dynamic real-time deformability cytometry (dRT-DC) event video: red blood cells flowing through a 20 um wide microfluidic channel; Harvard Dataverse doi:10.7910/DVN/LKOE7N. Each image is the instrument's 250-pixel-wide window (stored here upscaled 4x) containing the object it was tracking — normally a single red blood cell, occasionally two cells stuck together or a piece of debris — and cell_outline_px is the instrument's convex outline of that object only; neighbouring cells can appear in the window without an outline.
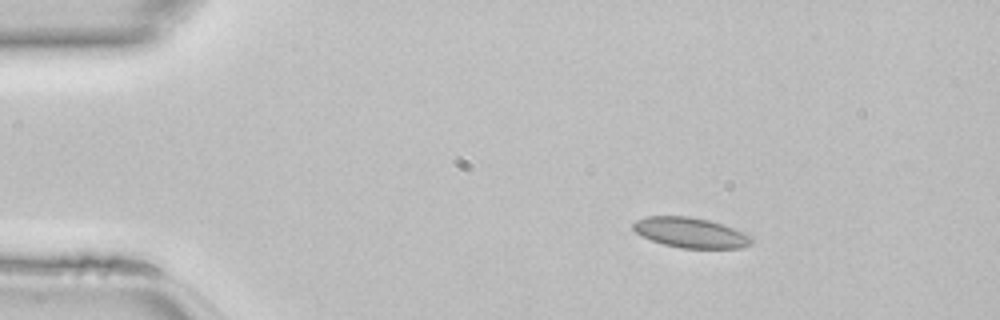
{"species": "common noctule bat (a hibernating species)", "species_latin": "Nyctalus noctula", "temperature_condition": "room temperature", "stored_images_in_passage": 40, "camera_frame_rate_fps": 3000, "um_per_image_px": 0.085, "animal": {"sex": "female", "body_mass_g": 22.7, "forearm_length_mm": 54.2}, "frame": {"image": 1, "passage_image": 1, "time_ms": 0.0, "image_size_px": [1000, 320], "cell_outline_px": [[752, 244], [740, 248], [680, 248], [664, 244], [652, 240], [636, 232], [632, 228], [632, 224], [636, 220], [648, 216], [688, 216], [708, 220], [724, 224], [744, 232], [752, 236]], "centroid_in_image_um": [58.73, 19.77], "position_along_channel_um": 26.3, "area_um2": 20.81}}
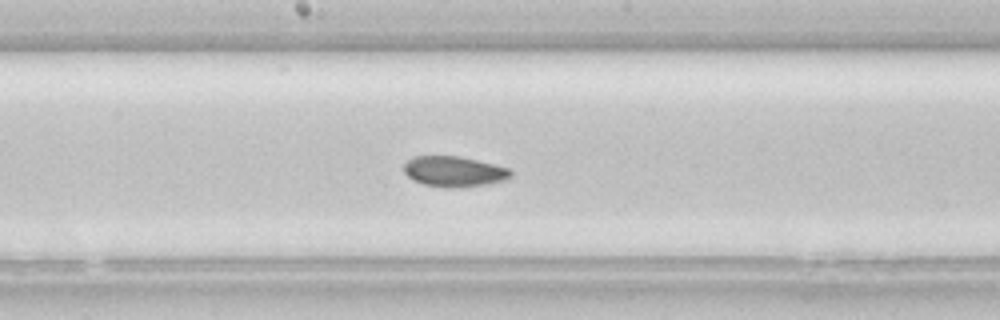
{"frame": {"image": 2, "passage_image": 18, "time_ms": 5.667, "image_size_px": [1000, 320], "cell_outline_px": [[512, 176], [504, 180], [484, 184], [460, 188], [448, 188], [424, 184], [412, 180], [404, 172], [404, 164], [412, 156], [460, 156], [508, 168], [512, 172]], "centroid_in_image_um": [38.56, 14.58], "position_along_channel_um": 209.6, "area_um2": 18.9}}
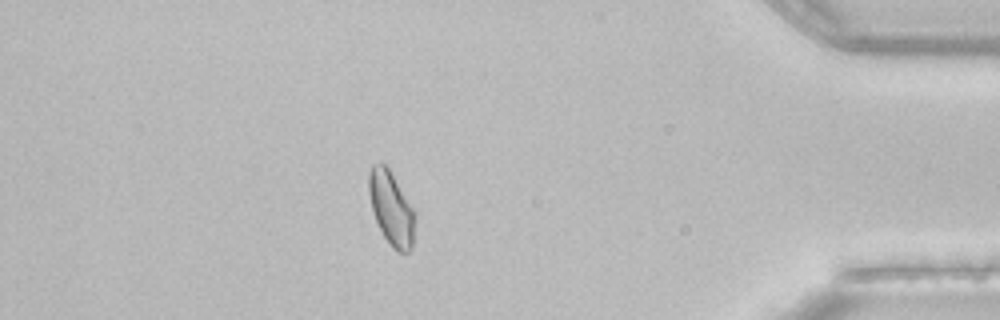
{"frame": {"image": 3, "passage_image": 34, "time_ms": 11.0, "image_size_px": [1000, 320], "cell_outline_px": [[416, 216], [412, 248], [408, 252], [396, 252], [388, 244], [372, 212], [368, 192], [368, 172], [372, 164], [380, 160], [388, 168], [416, 212]], "centroid_in_image_um": [33.25, 17.7], "position_along_channel_um": 401.9, "area_um2": 20.17}}